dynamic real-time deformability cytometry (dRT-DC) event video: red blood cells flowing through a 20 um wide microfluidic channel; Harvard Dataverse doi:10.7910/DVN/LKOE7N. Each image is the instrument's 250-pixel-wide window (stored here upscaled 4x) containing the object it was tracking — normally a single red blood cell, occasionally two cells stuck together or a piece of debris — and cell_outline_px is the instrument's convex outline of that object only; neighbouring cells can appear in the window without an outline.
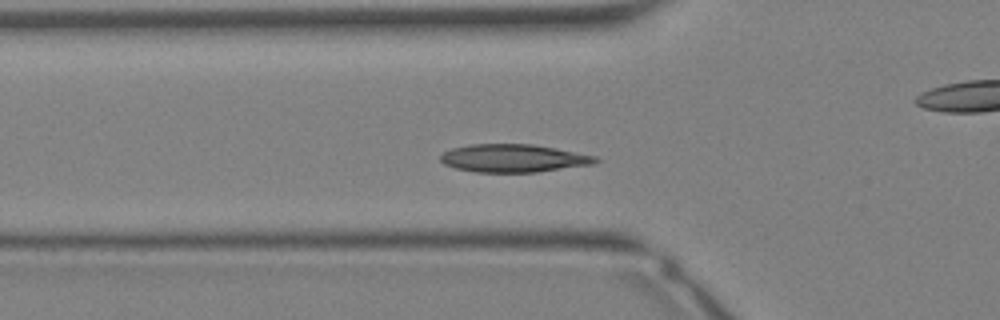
{"species": "Egyptian fruit bat (a non-hibernating species)", "species_latin": "Rousettus aegyptiacus", "temperature_condition": "warm", "stored_images_in_passage": 33, "camera_frame_rate_fps": 3000, "um_per_image_px": 0.085, "animal": {"sex": "female"}, "frame": {"image": 1, "passage_image": 9, "time_ms": 2.667, "image_size_px": [1000, 320], "cell_outline_px": [[600, 160], [592, 164], [536, 172], [476, 172], [456, 168], [444, 164], [440, 160], [440, 156], [444, 152], [452, 148], [472, 144], [532, 144], [596, 156]], "centroid_in_image_um": [43.61, 13.45], "position_along_channel_um": 82.2, "area_um2": 24.97}}
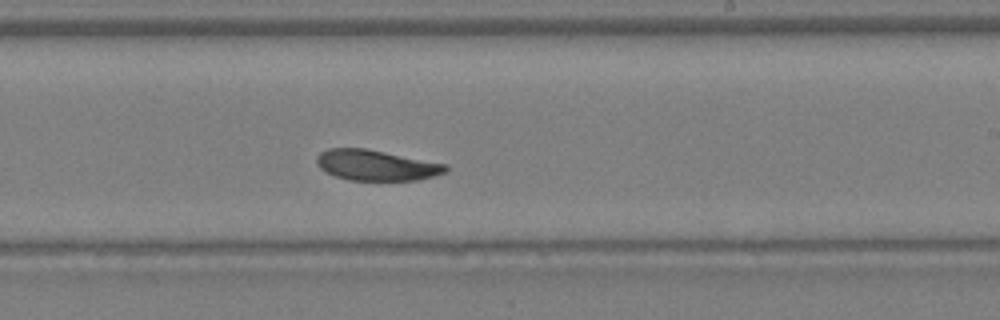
{"frame": {"image": 2, "passage_image": 18, "time_ms": 5.667, "image_size_px": [1000, 320], "cell_outline_px": [[448, 168], [444, 172], [432, 176], [416, 180], [348, 180], [324, 172], [316, 164], [316, 156], [320, 152], [328, 148], [364, 148], [448, 164]], "centroid_in_image_um": [31.93, 14.04], "position_along_channel_um": 257.1, "area_um2": 22.95}}
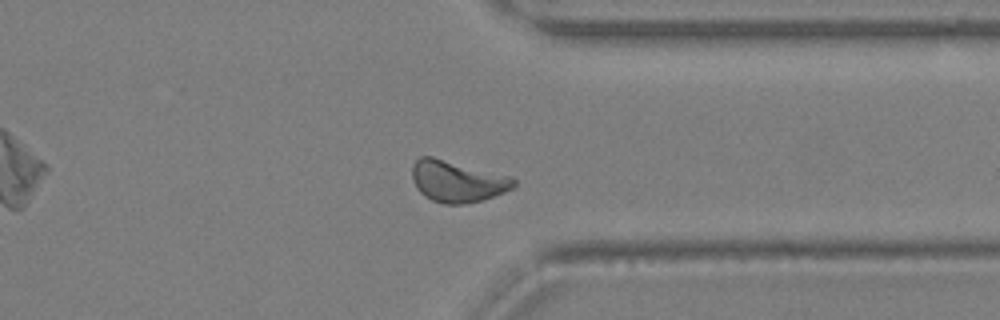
{"frame": {"image": 3, "passage_image": 24, "time_ms": 7.667, "image_size_px": [1000, 320], "cell_outline_px": [[516, 184], [512, 188], [504, 192], [480, 200], [464, 204], [444, 204], [432, 200], [424, 196], [416, 188], [412, 180], [412, 164], [420, 156], [432, 156], [512, 176], [516, 180]], "centroid_in_image_um": [38.85, 15.4], "position_along_channel_um": 372.6, "area_um2": 24.68}}